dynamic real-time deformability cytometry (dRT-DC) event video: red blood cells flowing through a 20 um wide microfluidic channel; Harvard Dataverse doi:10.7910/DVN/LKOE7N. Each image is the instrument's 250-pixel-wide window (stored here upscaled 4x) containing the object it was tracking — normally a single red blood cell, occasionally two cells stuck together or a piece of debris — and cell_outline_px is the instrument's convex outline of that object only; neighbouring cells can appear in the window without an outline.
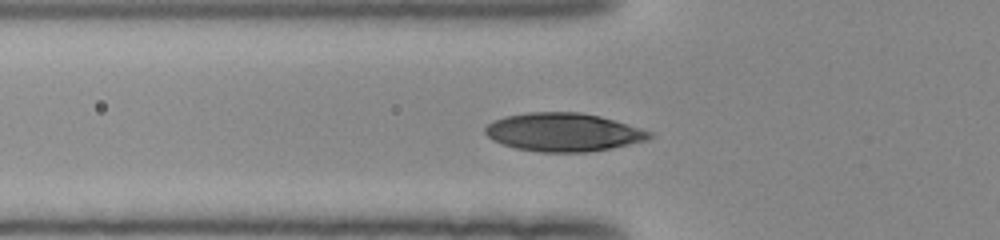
{"species": "human", "species_latin": "Homo sapiens", "temperature_condition": "room temperature", "stored_images_in_passage": 41, "camera_frame_rate_fps": 3000, "um_per_image_px": 0.085, "donor": {"sex": "female"}, "frame": {"image": 1, "passage_image": 12, "time_ms": 3.667, "image_size_px": [1000, 240], "cell_outline_px": [[656, 136], [648, 140], [612, 148], [588, 152], [540, 152], [516, 148], [492, 140], [484, 132], [484, 128], [492, 120], [504, 116], [528, 112], [580, 112], [600, 116], [640, 128], [652, 132]], "centroid_in_image_um": [47.89, 11.23], "position_along_channel_um": 77.9, "area_um2": 36.88}}
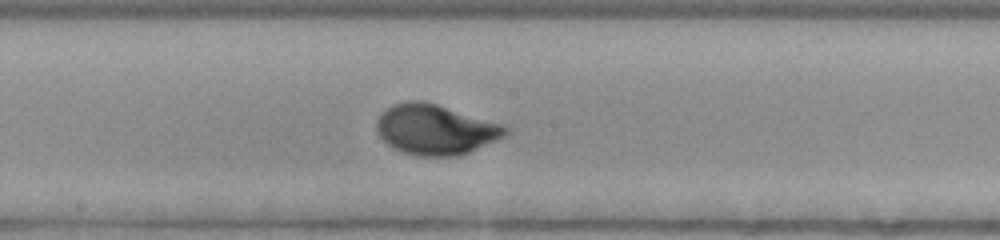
{"frame": {"image": 2, "passage_image": 22, "time_ms": 7.0, "image_size_px": [1000, 240], "cell_outline_px": [[512, 132], [508, 136], [468, 152], [456, 156], [416, 156], [400, 152], [392, 148], [376, 132], [376, 120], [392, 104], [408, 100], [420, 100], [436, 104], [504, 124], [512, 128]], "centroid_in_image_um": [37.06, 11.02], "position_along_channel_um": 211.1, "area_um2": 38.09}}
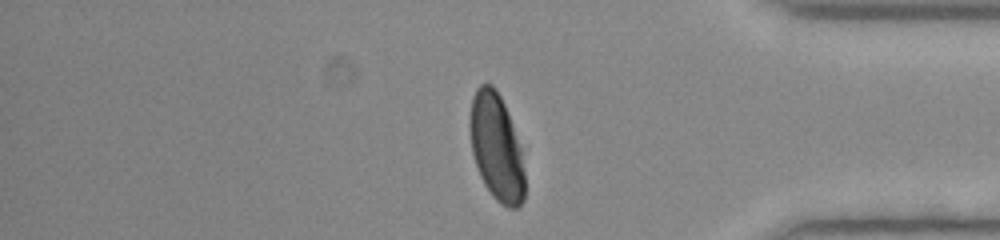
{"frame": {"image": 3, "passage_image": 37, "time_ms": 12.0, "image_size_px": [1000, 240], "cell_outline_px": [[524, 200], [516, 208], [508, 208], [500, 204], [492, 196], [484, 184], [480, 176], [472, 152], [468, 124], [468, 120], [472, 96], [476, 88], [480, 84], [492, 84], [496, 88], [504, 104], [512, 124], [520, 148], [524, 172]], "centroid_in_image_um": [42.16, 12.5], "position_along_channel_um": 393.0, "area_um2": 34.28}}